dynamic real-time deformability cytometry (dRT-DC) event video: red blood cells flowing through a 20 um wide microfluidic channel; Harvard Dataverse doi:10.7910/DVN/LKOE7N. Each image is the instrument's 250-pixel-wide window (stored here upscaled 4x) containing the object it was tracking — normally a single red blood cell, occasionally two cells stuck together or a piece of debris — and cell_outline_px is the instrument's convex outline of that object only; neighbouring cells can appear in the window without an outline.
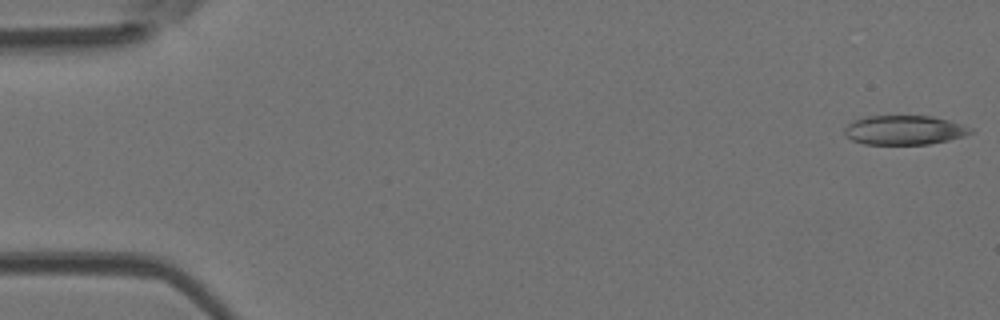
{"species": "Egyptian fruit bat (a non-hibernating species)", "species_latin": "Rousettus aegyptiacus", "temperature_condition": "room temperature", "stored_images_in_passage": 49, "camera_frame_rate_fps": 3000, "um_per_image_px": 0.085, "animal": {"sex": "female"}, "frame": {"image": 1, "passage_image": 1, "time_ms": 0.0, "image_size_px": [1000, 320], "cell_outline_px": [[976, 132], [964, 136], [948, 140], [928, 144], [864, 144], [852, 140], [844, 132], [844, 128], [848, 124], [864, 116], [932, 116], [948, 120], [976, 128]], "centroid_in_image_um": [76.93, 11.05], "position_along_channel_um": 8.1, "area_um2": 21.62}}
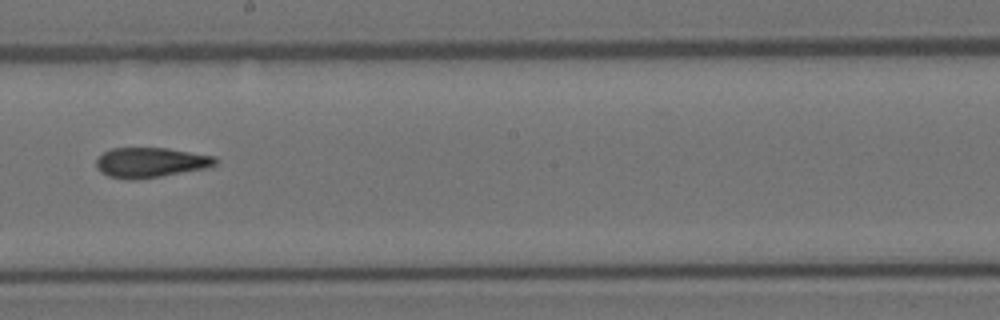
{"frame": {"image": 2, "passage_image": 28, "time_ms": 9.0, "image_size_px": [1000, 320], "cell_outline_px": [[220, 160], [216, 164], [204, 168], [160, 176], [132, 180], [128, 180], [108, 176], [100, 172], [96, 168], [96, 160], [104, 152], [112, 148], [168, 148], [216, 156]], "centroid_in_image_um": [12.79, 13.8], "position_along_channel_um": 235.4, "area_um2": 20.81}}
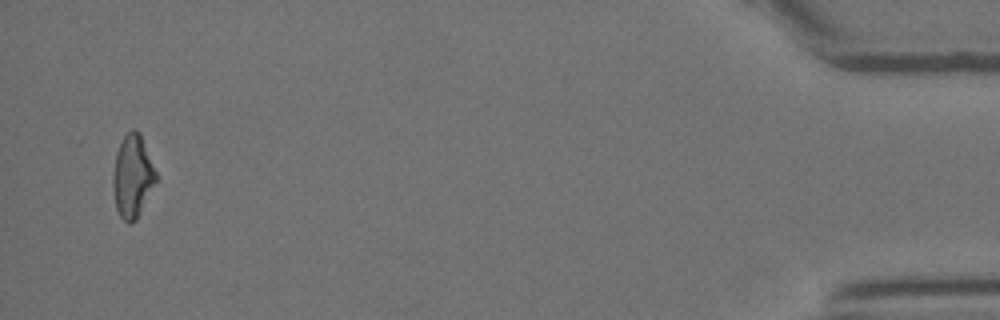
{"frame": {"image": 3, "passage_image": 48, "time_ms": 15.667, "image_size_px": [1000, 320], "cell_outline_px": [[156, 180], [136, 220], [128, 224], [120, 216], [116, 208], [112, 188], [112, 176], [116, 152], [124, 136], [132, 128], [136, 128], [140, 132], [156, 172]], "centroid_in_image_um": [11.24, 14.96], "position_along_channel_um": 424.0, "area_um2": 20.58}, "authors_computed_cell_mechanics": {"area_um2": 21.386, "velocity_mm_per_s": 4.0747, "shape_relaxation_time_tau1_ms": null, "shape_relaxation_time_tau2_ms": 4.1565, "deformation_change_tau1": null, "deformation_change_tau2": 0.132}}